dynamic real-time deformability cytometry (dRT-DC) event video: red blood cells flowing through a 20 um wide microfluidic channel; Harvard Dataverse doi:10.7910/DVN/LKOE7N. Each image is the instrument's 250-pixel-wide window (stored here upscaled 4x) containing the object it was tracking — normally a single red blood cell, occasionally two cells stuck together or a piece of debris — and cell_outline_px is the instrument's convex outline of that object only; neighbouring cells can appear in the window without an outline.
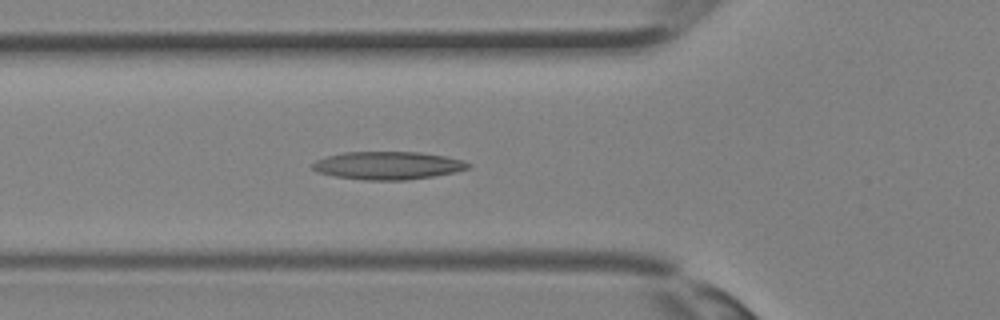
{"species": "Egyptian fruit bat (a non-hibernating species)", "species_latin": "Rousettus aegyptiacus", "temperature_condition": "room temperature", "stored_images_in_passage": 35, "camera_frame_rate_fps": 3000, "um_per_image_px": 0.085, "animal": {"sex": "female"}, "frame": {"image": 1, "passage_image": 12, "time_ms": 3.667, "image_size_px": [1000, 320], "cell_outline_px": [[472, 164], [468, 168], [456, 172], [408, 180], [364, 180], [336, 176], [316, 172], [312, 168], [312, 164], [316, 160], [328, 156], [344, 152], [420, 152], [444, 156], [464, 160]], "centroid_in_image_um": [32.98, 14.07], "position_along_channel_um": 92.8, "area_um2": 25.32}}
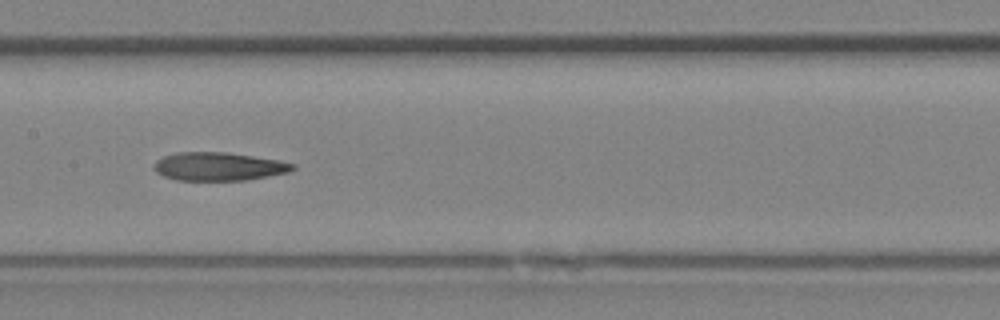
{"frame": {"image": 2, "passage_image": 17, "time_ms": 5.333, "image_size_px": [1000, 320], "cell_outline_px": [[296, 168], [288, 172], [248, 180], [176, 180], [164, 176], [156, 172], [152, 168], [152, 164], [156, 160], [164, 156], [176, 152], [228, 152], [280, 160], [296, 164]], "centroid_in_image_um": [18.58, 14.14], "position_along_channel_um": 188.8, "area_um2": 23.12}}
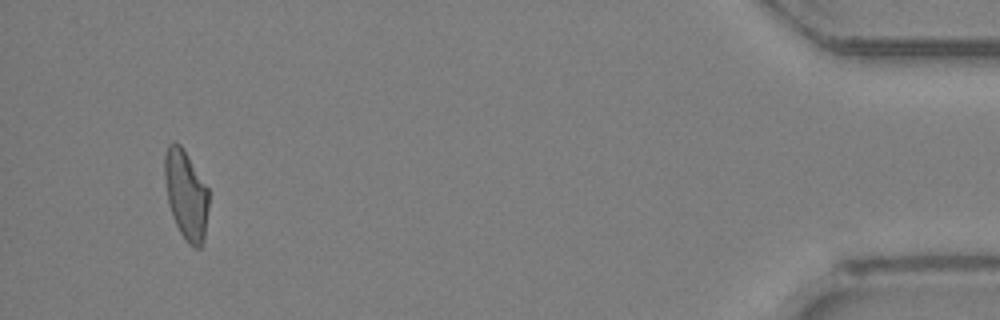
{"frame": {"image": 3, "passage_image": 33, "time_ms": 10.667, "image_size_px": [1000, 320], "cell_outline_px": [[208, 208], [204, 240], [200, 248], [196, 248], [188, 244], [180, 232], [172, 216], [168, 204], [164, 180], [164, 152], [168, 144], [172, 140], [180, 144], [208, 188]], "centroid_in_image_um": [15.79, 16.54], "position_along_channel_um": 419.4, "area_um2": 23.06}}